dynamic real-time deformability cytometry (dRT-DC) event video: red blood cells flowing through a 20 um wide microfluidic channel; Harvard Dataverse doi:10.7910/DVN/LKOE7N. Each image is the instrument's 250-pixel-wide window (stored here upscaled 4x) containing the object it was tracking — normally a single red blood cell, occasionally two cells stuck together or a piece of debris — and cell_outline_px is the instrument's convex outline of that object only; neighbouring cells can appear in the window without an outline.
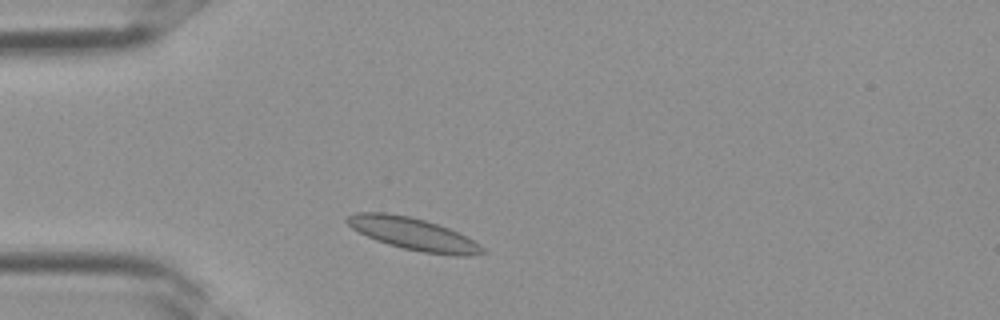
{"species": "Egyptian fruit bat (a non-hibernating species)", "species_latin": "Rousettus aegyptiacus", "temperature_condition": "room temperature", "stored_images_in_passage": 25, "camera_frame_rate_fps": 3000, "um_per_image_px": 0.085, "frame": {"image": 1, "passage_image": 3, "time_ms": 0.667, "image_size_px": [1000, 320], "cell_outline_px": [[488, 252], [468, 256], [464, 256], [424, 252], [404, 248], [388, 244], [376, 240], [352, 228], [344, 220], [348, 216], [356, 212], [384, 212], [408, 216], [424, 220], [448, 228], [480, 244]], "centroid_in_image_um": [35.11, 19.88], "position_along_channel_um": 49.9, "area_um2": 24.97}}
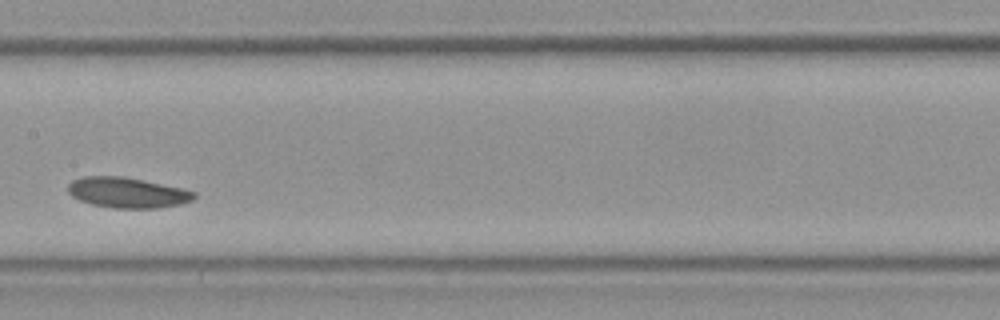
{"frame": {"image": 2, "passage_image": 12, "time_ms": 3.667, "image_size_px": [1000, 320], "cell_outline_px": [[196, 196], [192, 200], [180, 204], [160, 208], [112, 208], [92, 204], [80, 200], [72, 196], [68, 192], [68, 184], [72, 180], [84, 176], [124, 176], [180, 188], [196, 192]], "centroid_in_image_um": [10.81, 16.37], "position_along_channel_um": 196.6, "area_um2": 22.31}}
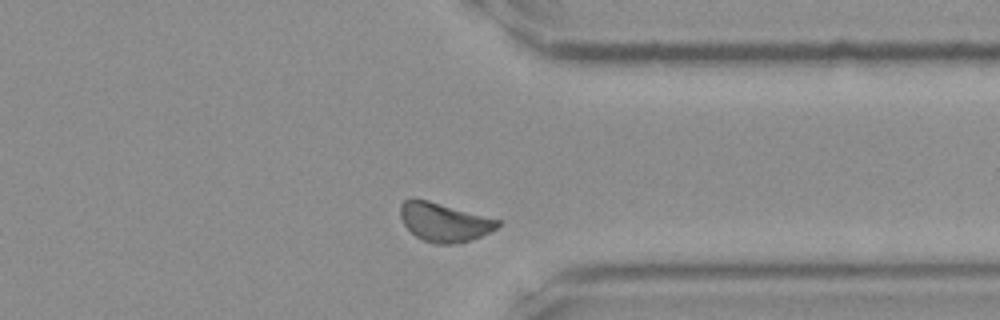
{"frame": {"image": 3, "passage_image": 22, "time_ms": 7.0, "image_size_px": [1000, 320], "cell_outline_px": [[500, 224], [496, 228], [472, 240], [456, 244], [436, 244], [424, 240], [416, 236], [404, 224], [400, 216], [400, 204], [408, 196], [412, 196], [428, 200], [500, 220]], "centroid_in_image_um": [37.7, 18.86], "position_along_channel_um": 373.7, "area_um2": 22.02}}